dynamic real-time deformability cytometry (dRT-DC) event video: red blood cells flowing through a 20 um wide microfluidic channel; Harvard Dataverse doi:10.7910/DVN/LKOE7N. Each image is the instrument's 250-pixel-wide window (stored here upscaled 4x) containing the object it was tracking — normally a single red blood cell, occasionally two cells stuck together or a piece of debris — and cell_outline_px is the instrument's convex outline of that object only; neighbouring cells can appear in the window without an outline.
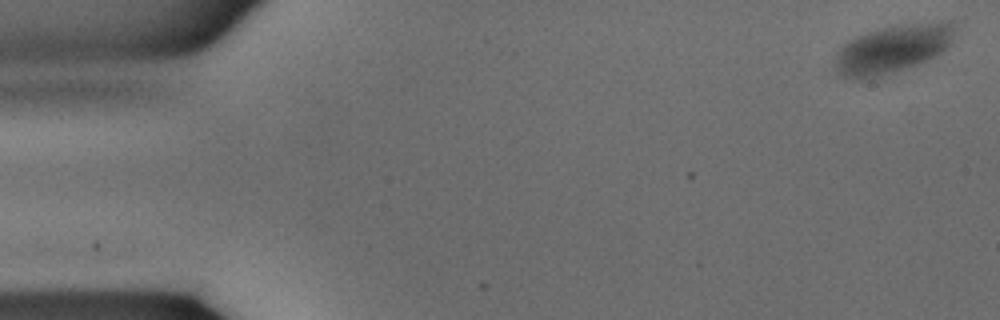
{"species": "common noctule bat (a hibernating species)", "species_latin": "Nyctalus noctula", "temperature_condition": "warm", "stored_images_in_passage": 10, "camera_frame_rate_fps": 3000, "um_per_image_px": 0.085, "animal": {"sex": "male", "body_mass_g": 15.6}, "frame": {"image": 1, "passage_image": 1, "time_ms": 0.0, "image_size_px": [1000, 320], "cell_outline_px": [[956, 24], [952, 40], [936, 56], [916, 64], [872, 80], [868, 80], [844, 76], [836, 68], [836, 52], [844, 44], [868, 32], [900, 24], [944, 20], [948, 20]], "centroid_in_image_um": [75.92, 4.14], "position_along_channel_um": 9.1, "area_um2": 33.35}}